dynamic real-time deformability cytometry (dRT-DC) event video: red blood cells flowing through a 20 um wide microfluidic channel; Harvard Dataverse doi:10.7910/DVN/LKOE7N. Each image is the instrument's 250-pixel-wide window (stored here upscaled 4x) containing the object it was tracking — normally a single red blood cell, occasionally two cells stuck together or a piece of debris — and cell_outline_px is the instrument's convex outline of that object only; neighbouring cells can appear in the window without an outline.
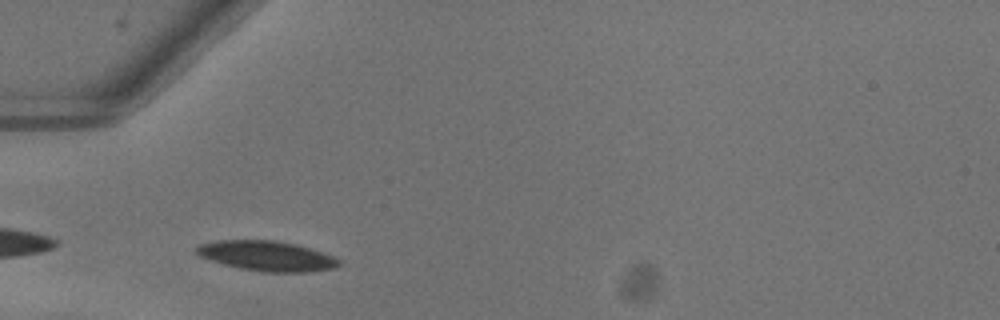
{"species": "common noctule bat (a hibernating species)", "species_latin": "Nyctalus noctula", "temperature_condition": "warm", "stored_images_in_passage": 29, "camera_frame_rate_fps": 3000, "um_per_image_px": 0.085, "animal": {"sex": "female"}, "frame": {"image": 1, "passage_image": 2, "time_ms": 0.333, "image_size_px": [1000, 320], "cell_outline_px": [[340, 264], [332, 268], [308, 272], [264, 272], [240, 268], [224, 264], [200, 256], [196, 252], [196, 248], [200, 244], [216, 240], [272, 240], [296, 244], [332, 256], [340, 260]], "centroid_in_image_um": [22.66, 21.75], "position_along_channel_um": 62.3, "area_um2": 24.57}}
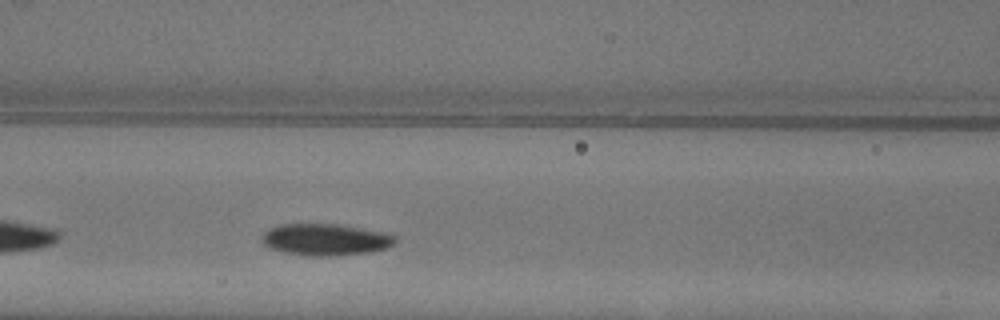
{"frame": {"image": 2, "passage_image": 8, "time_ms": 2.333, "image_size_px": [1000, 320], "cell_outline_px": [[396, 240], [388, 248], [368, 252], [332, 256], [308, 256], [284, 252], [268, 248], [260, 240], [260, 236], [268, 228], [280, 224], [340, 224], [364, 228], [384, 232], [396, 236]], "centroid_in_image_um": [27.62, 20.36], "position_along_channel_um": 139.0, "area_um2": 24.91}}
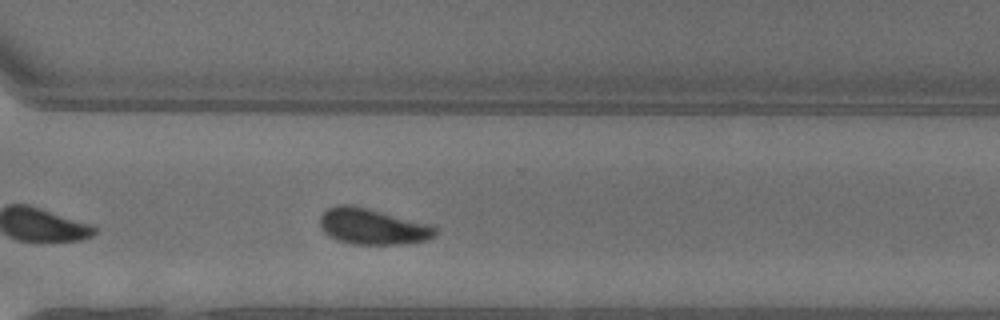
{"frame": {"image": 3, "passage_image": 23, "time_ms": 7.333, "image_size_px": [1000, 320], "cell_outline_px": [[436, 236], [428, 240], [400, 244], [352, 244], [336, 240], [328, 236], [320, 228], [320, 216], [328, 208], [340, 204], [348, 204], [432, 224], [436, 228]], "centroid_in_image_um": [31.66, 19.27], "position_along_channel_um": 338.9, "area_um2": 24.16}, "authors_computed_cell_mechanics": {"area_um2": 24.3338, "velocity_mm_per_s": 4.0104, "shape_relaxation_time_tau1_ms": 2.5374, "shape_relaxation_time_tau2_ms": null, "deformation_change_tau1": 0.1127, "deformation_change_tau2": null}}